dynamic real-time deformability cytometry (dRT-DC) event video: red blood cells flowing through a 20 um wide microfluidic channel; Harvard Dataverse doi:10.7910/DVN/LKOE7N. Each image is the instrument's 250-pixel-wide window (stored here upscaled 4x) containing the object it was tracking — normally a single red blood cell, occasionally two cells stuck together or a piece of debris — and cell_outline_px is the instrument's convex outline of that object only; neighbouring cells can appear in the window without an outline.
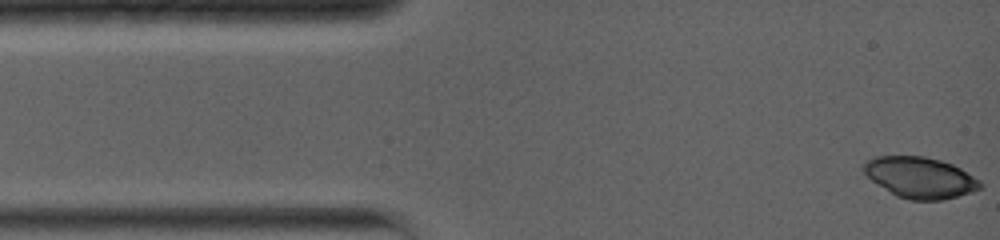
{"species": "common noctule bat (a hibernating species)", "species_latin": "Nyctalus noctula", "temperature_condition": "warm", "stored_images_in_passage": 8, "camera_frame_rate_fps": 5000, "um_per_image_px": 0.085, "animal": {"sex": "female", "body_mass_g": 19.0, "forearm_length_mm": 56.7}, "frame": {"image": 1, "passage_image": 1, "time_ms": 0.0, "image_size_px": [1000, 240], "cell_outline_px": [[984, 184], [980, 188], [944, 200], [908, 200], [896, 196], [872, 180], [864, 172], [864, 160], [876, 156], [924, 156], [940, 160], [952, 164], [960, 168], [980, 180]], "centroid_in_image_um": [78.2, 15.08], "position_along_channel_um": 6.8, "area_um2": 27.69}}
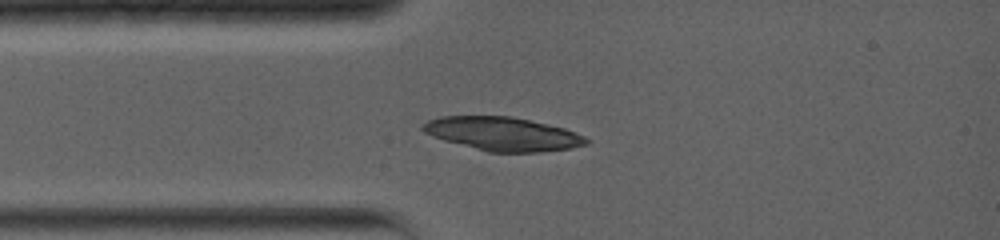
{"frame": {"image": 2, "passage_image": 8, "time_ms": 2.8, "image_size_px": [1000, 240], "cell_outline_px": [[592, 140], [588, 144], [572, 148], [540, 152], [488, 152], [444, 140], [432, 136], [424, 132], [420, 128], [420, 124], [428, 120], [440, 116], [512, 116], [548, 124], [564, 128], [576, 132]], "centroid_in_image_um": [42.74, 11.38], "position_along_channel_um": 42.3, "area_um2": 32.25}}